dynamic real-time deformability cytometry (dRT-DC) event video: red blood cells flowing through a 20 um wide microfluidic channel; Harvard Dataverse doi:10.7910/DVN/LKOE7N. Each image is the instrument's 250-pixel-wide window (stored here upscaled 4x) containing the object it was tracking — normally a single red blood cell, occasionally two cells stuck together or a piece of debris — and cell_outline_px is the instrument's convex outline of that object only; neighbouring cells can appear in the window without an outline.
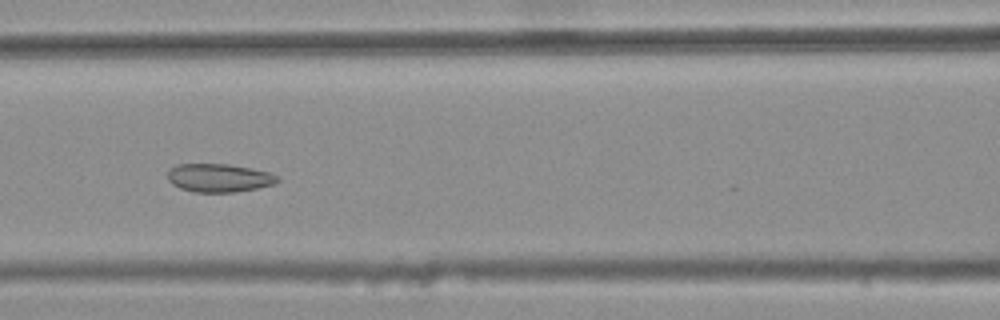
{"species": "common noctule bat (a hibernating species)", "species_latin": "Nyctalus noctula", "temperature_condition": "warm", "stored_images_in_passage": 45, "camera_frame_rate_fps": 3000, "um_per_image_px": 0.085, "animal": {"sex": "female", "body_mass_g": 25.1}, "frame": {"image": 1, "passage_image": 23, "time_ms": 7.333, "image_size_px": [1000, 320], "cell_outline_px": [[280, 180], [276, 184], [256, 188], [232, 192], [192, 192], [180, 188], [172, 184], [168, 180], [168, 168], [176, 164], [228, 164], [252, 168], [268, 172], [280, 176]], "centroid_in_image_um": [18.61, 15.11], "position_along_channel_um": 148.0, "area_um2": 18.32}}
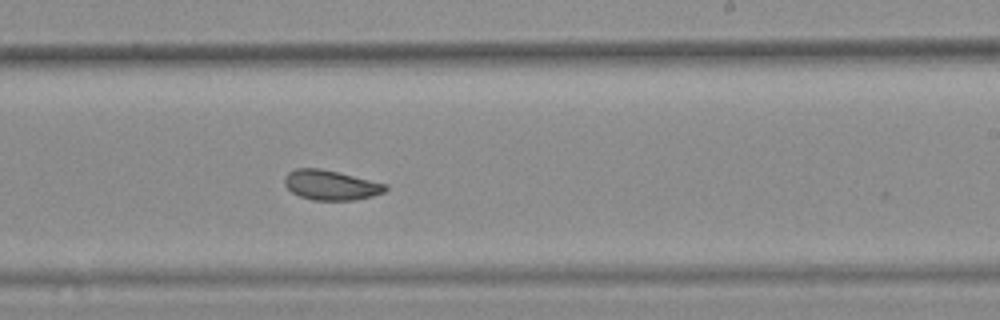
{"frame": {"image": 2, "passage_image": 32, "time_ms": 10.333, "image_size_px": [1000, 320], "cell_outline_px": [[388, 188], [384, 192], [372, 196], [352, 200], [312, 200], [300, 196], [292, 192], [284, 184], [284, 176], [288, 172], [296, 168], [320, 168], [388, 184]], "centroid_in_image_um": [28.11, 15.73], "position_along_channel_um": 260.9, "area_um2": 17.51}}
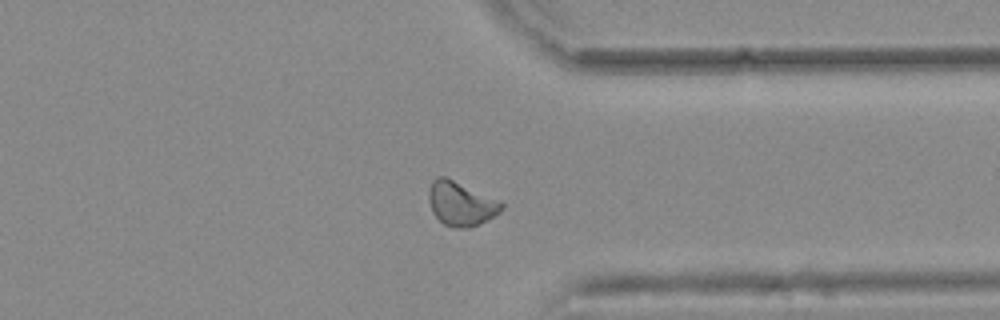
{"frame": {"image": 3, "passage_image": 41, "time_ms": 13.333, "image_size_px": [1000, 320], "cell_outline_px": [[504, 208], [500, 212], [480, 224], [468, 228], [452, 228], [444, 224], [432, 212], [428, 200], [428, 192], [432, 180], [436, 176], [444, 176], [500, 200], [504, 204]], "centroid_in_image_um": [39.17, 17.31], "position_along_channel_um": 372.2, "area_um2": 18.84}, "authors_computed_cell_mechanics": {"area_um2": 18.8428, "velocity_mm_per_s": 3.771, "shape_relaxation_time_tau1_ms": null, "shape_relaxation_time_tau2_ms": 1.5974, "deformation_change_tau1": null, "deformation_change_tau2": 0.0703}}